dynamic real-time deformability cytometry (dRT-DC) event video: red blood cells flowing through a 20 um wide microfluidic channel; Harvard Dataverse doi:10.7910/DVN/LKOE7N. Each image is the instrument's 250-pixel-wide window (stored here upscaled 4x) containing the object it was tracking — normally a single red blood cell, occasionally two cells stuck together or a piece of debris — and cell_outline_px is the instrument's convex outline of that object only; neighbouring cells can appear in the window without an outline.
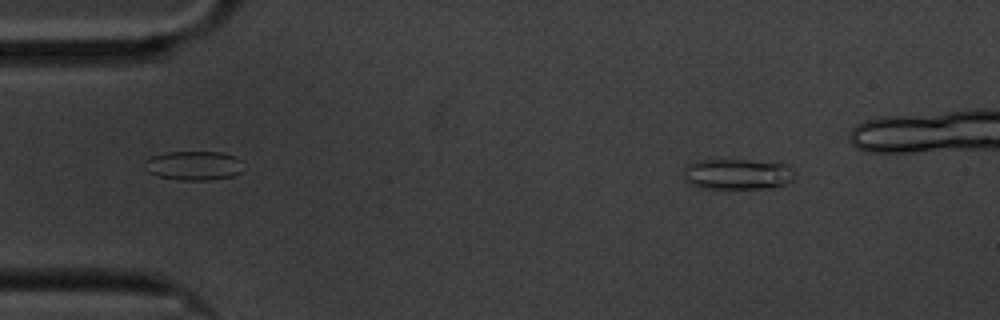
{"species": "common noctule bat (a hibernating species)", "species_latin": "Nyctalus noctula", "temperature_condition": "cold", "stored_images_in_passage": 48, "camera_frame_rate_fps": 3000, "um_per_image_px": 0.085, "animal": {"sex": "male", "body_mass_g": 20.1, "forearm_length_mm": 53.5}, "frame": {"image": 1, "passage_image": 7, "time_ms": 2.0, "image_size_px": [1000, 320], "cell_outline_px": [[796, 176], [788, 184], [772, 188], [700, 188], [688, 184], [684, 180], [684, 168], [688, 164], [696, 160], [748, 160], [784, 164], [792, 168]], "centroid_in_image_um": [62.67, 14.81], "position_along_channel_um": 22.3, "area_um2": 20.11}}
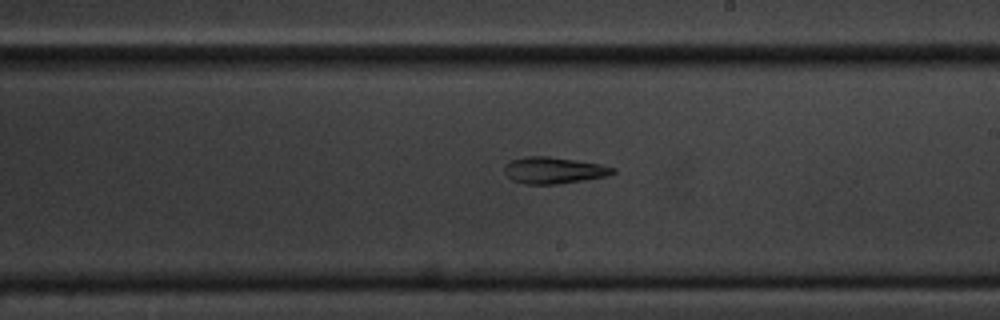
{"frame": {"image": 2, "passage_image": 33, "time_ms": 10.667, "image_size_px": [1000, 320], "cell_outline_px": [[616, 172], [608, 176], [556, 184], [524, 184], [512, 180], [504, 172], [504, 164], [512, 160], [524, 156], [548, 156], [576, 160], [600, 164], [616, 168]], "centroid_in_image_um": [47.06, 14.47], "position_along_channel_um": 241.9, "area_um2": 16.82}}
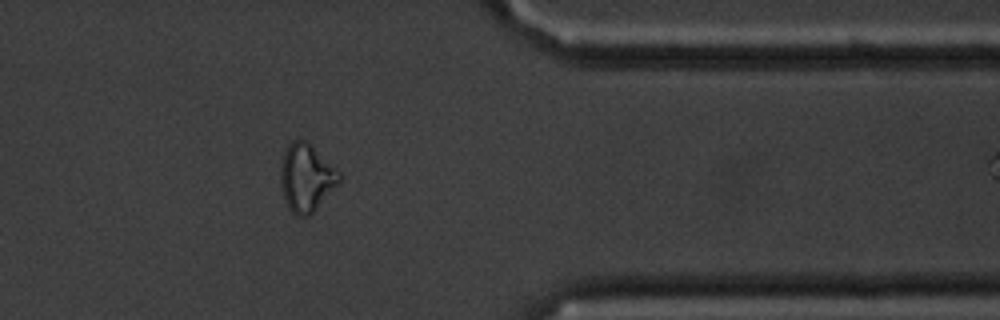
{"frame": {"image": 3, "passage_image": 47, "time_ms": 15.333, "image_size_px": [1000, 320], "cell_outline_px": [[340, 180], [312, 212], [308, 216], [296, 216], [288, 208], [280, 184], [280, 160], [288, 144], [292, 140], [304, 140], [340, 172]], "centroid_in_image_um": [25.97, 15.1], "position_along_channel_um": 385.4, "area_um2": 22.54}}